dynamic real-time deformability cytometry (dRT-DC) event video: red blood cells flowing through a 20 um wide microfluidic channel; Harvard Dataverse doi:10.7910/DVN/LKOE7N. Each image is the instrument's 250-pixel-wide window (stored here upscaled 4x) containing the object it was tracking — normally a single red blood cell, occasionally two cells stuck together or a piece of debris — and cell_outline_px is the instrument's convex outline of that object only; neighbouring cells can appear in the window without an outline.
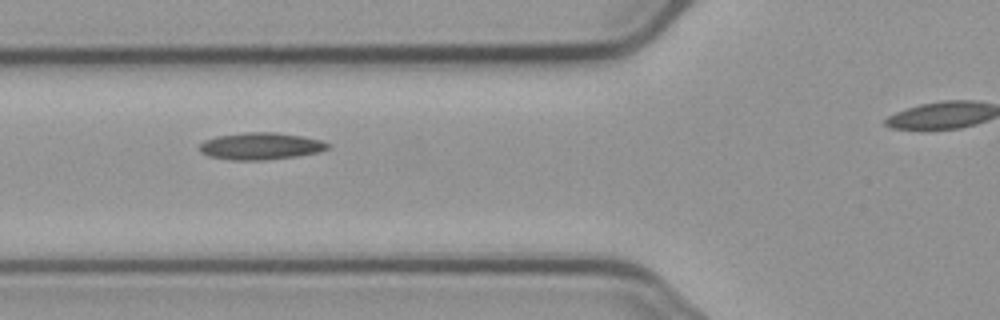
{"species": "common noctule bat (a hibernating species)", "species_latin": "Nyctalus noctula", "temperature_condition": "cold", "stored_images_in_passage": 8, "camera_frame_rate_fps": 3000, "um_per_image_px": 0.085, "animal": {"sex": "male", "body_mass_g": 23.1, "forearm_length_mm": 52.7}, "frame": {"image": 1, "passage_image": 4, "time_ms": 4.333, "image_size_px": [1000, 320], "cell_outline_px": [[328, 148], [316, 152], [296, 156], [268, 160], [232, 160], [208, 156], [200, 152], [200, 144], [204, 140], [216, 136], [244, 132], [276, 132], [300, 136], [320, 140], [328, 144]], "centroid_in_image_um": [22.09, 12.42], "position_along_channel_um": 103.7, "area_um2": 20.06}}
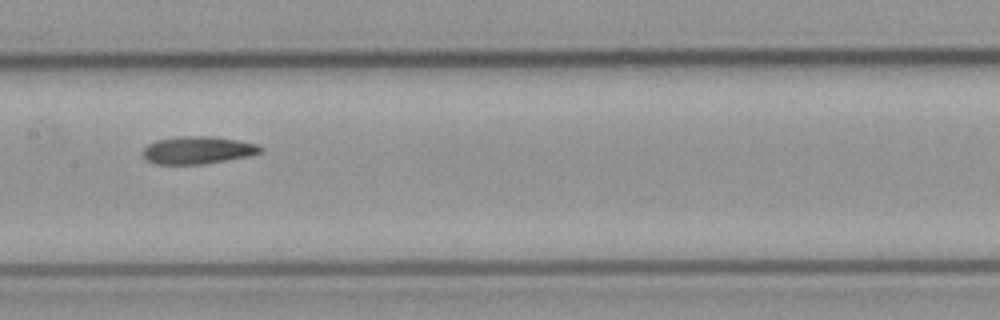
{"frame": {"image": 2, "passage_image": 6, "time_ms": 6.667, "image_size_px": [1000, 320], "cell_outline_px": [[264, 148], [260, 152], [248, 156], [204, 164], [156, 164], [144, 160], [144, 148], [148, 144], [156, 140], [176, 136], [212, 136], [260, 144]], "centroid_in_image_um": [16.8, 12.76], "position_along_channel_um": 190.6, "area_um2": 18.96}}
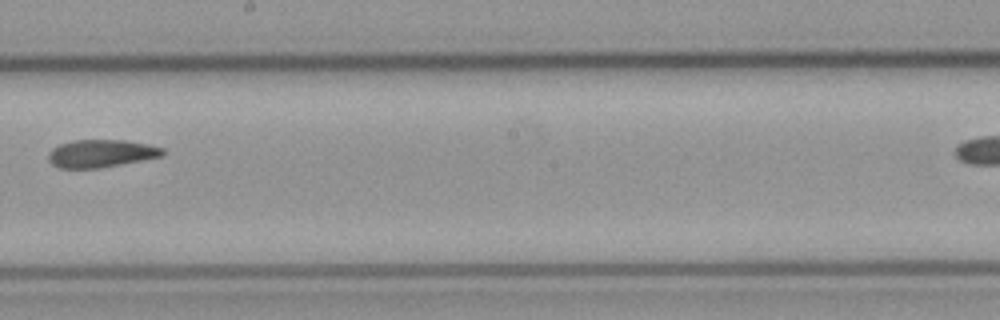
{"frame": {"image": 3, "passage_image": 7, "time_ms": 8.0, "image_size_px": [1000, 320], "cell_outline_px": [[164, 152], [160, 156], [100, 168], [60, 168], [52, 164], [48, 160], [48, 152], [52, 148], [60, 144], [72, 140], [128, 140], [164, 148]], "centroid_in_image_um": [8.54, 13.04], "position_along_channel_um": 239.7, "area_um2": 18.32}}